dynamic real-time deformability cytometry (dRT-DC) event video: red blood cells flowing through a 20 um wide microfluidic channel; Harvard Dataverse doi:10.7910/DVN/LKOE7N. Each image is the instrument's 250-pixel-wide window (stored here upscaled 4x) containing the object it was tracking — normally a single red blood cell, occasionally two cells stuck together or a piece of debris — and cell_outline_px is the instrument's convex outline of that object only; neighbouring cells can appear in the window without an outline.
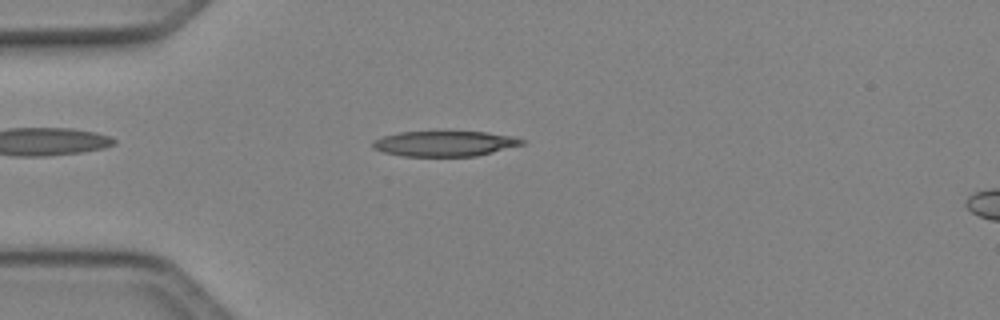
{"species": "Egyptian fruit bat (a non-hibernating species)", "species_latin": "Rousettus aegyptiacus", "temperature_condition": "cold", "stored_images_in_passage": 42, "camera_frame_rate_fps": 3000, "um_per_image_px": 0.085, "animal": {"sex": "female"}, "frame": {"image": 1, "passage_image": 6, "time_ms": 1.667, "image_size_px": [1000, 320], "cell_outline_px": [[524, 144], [476, 156], [404, 156], [384, 152], [372, 148], [372, 140], [384, 136], [400, 132], [488, 132], [512, 136], [524, 140]], "centroid_in_image_um": [37.78, 12.21], "position_along_channel_um": 47.2, "area_um2": 21.85}}
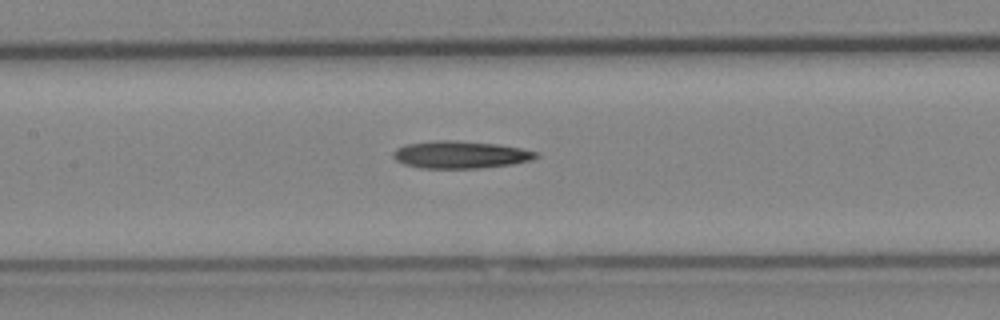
{"frame": {"image": 2, "passage_image": 16, "time_ms": 5.0, "image_size_px": [1000, 320], "cell_outline_px": [[540, 156], [532, 160], [512, 164], [480, 168], [420, 168], [404, 164], [396, 160], [392, 156], [392, 152], [396, 148], [408, 144], [436, 140], [456, 140], [500, 144], [520, 148], [536, 152]], "centroid_in_image_um": [39.13, 13.14], "position_along_channel_um": 168.3, "area_um2": 22.89}}
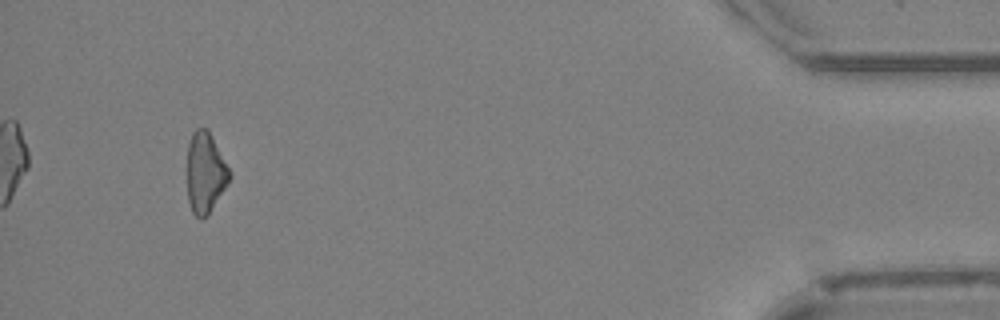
{"frame": {"image": 3, "passage_image": 39, "time_ms": 12.667, "image_size_px": [1000, 320], "cell_outline_px": [[232, 176], [208, 216], [200, 220], [192, 212], [188, 200], [188, 144], [192, 132], [196, 128], [208, 128], [232, 172]], "centroid_in_image_um": [17.47, 14.68], "position_along_channel_um": 417.7, "area_um2": 20.17}}